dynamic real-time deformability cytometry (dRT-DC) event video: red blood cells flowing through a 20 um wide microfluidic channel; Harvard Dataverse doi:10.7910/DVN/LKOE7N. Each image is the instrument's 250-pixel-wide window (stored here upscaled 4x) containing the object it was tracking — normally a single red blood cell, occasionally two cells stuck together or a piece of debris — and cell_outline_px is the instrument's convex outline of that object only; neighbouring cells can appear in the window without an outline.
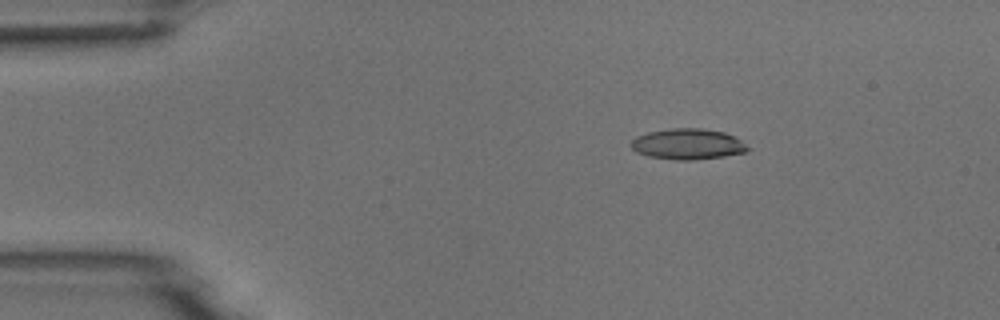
{"species": "common noctule bat (a hibernating species)", "species_latin": "Nyctalus noctula", "temperature_condition": "room temperature", "stored_images_in_passage": 3, "camera_frame_rate_fps": 3000, "um_per_image_px": 0.085, "animal": {"sex": "male", "body_mass_g": 18.8}, "frame": {"image": 1, "passage_image": 1, "time_ms": 0.0, "image_size_px": [1000, 320], "cell_outline_px": [[752, 148], [744, 152], [724, 156], [692, 160], [676, 160], [648, 156], [636, 152], [628, 144], [636, 136], [648, 132], [672, 128], [704, 128], [724, 132], [740, 140]], "centroid_in_image_um": [58.43, 12.24], "position_along_channel_um": 26.6, "area_um2": 20.98}}
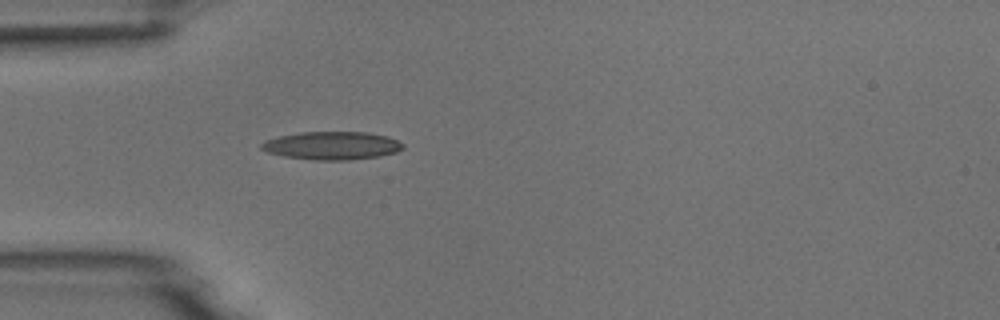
{"frame": {"image": 2, "passage_image": 3, "time_ms": 2.333, "image_size_px": [1000, 320], "cell_outline_px": [[404, 148], [396, 152], [380, 156], [348, 160], [312, 160], [284, 156], [268, 152], [260, 148], [260, 144], [264, 140], [280, 136], [300, 132], [364, 132], [388, 136], [404, 144]], "centroid_in_image_um": [28.21, 12.38], "position_along_channel_um": 56.8, "area_um2": 23.18}}